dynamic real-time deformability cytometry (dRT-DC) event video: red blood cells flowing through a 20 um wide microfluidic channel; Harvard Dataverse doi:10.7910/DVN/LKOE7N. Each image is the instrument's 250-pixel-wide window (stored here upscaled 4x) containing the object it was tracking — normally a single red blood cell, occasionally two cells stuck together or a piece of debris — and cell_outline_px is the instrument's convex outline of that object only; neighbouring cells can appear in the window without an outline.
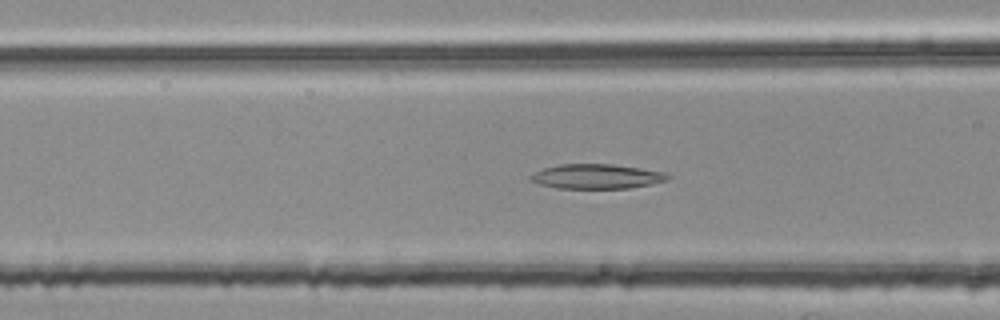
{"species": "common noctule bat (a hibernating species)", "species_latin": "Nyctalus noctula", "temperature_condition": "room temperature", "stored_images_in_passage": 53, "camera_frame_rate_fps": 3000, "um_per_image_px": 0.085, "animal": {"sex": "female", "body_mass_g": 25.1}, "frame": {"image": 1, "passage_image": 21, "time_ms": 6.667, "image_size_px": [1000, 320], "cell_outline_px": [[672, 176], [664, 180], [648, 184], [628, 188], [556, 188], [540, 184], [528, 180], [528, 176], [544, 168], [560, 164], [612, 164], [640, 168], [664, 172]], "centroid_in_image_um": [50.66, 14.99], "position_along_channel_um": 115.9, "area_um2": 19.48}}
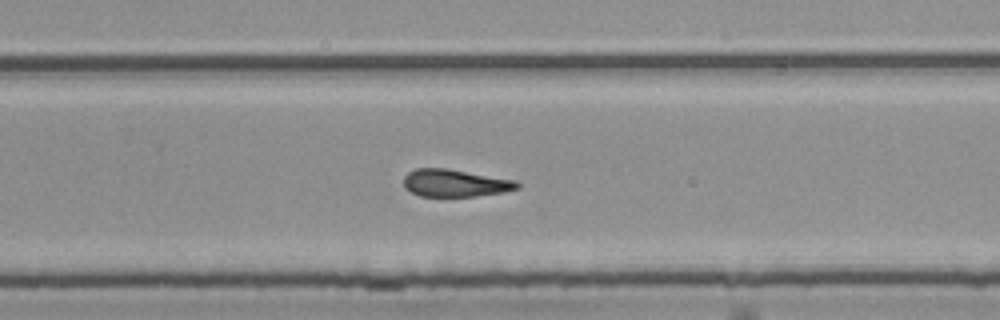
{"frame": {"image": 2, "passage_image": 35, "time_ms": 11.333, "image_size_px": [1000, 320], "cell_outline_px": [[520, 188], [504, 192], [476, 196], [420, 196], [404, 188], [404, 176], [408, 172], [416, 168], [448, 168], [516, 180], [520, 184]], "centroid_in_image_um": [38.7, 15.55], "position_along_channel_um": 291.1, "area_um2": 18.26}}
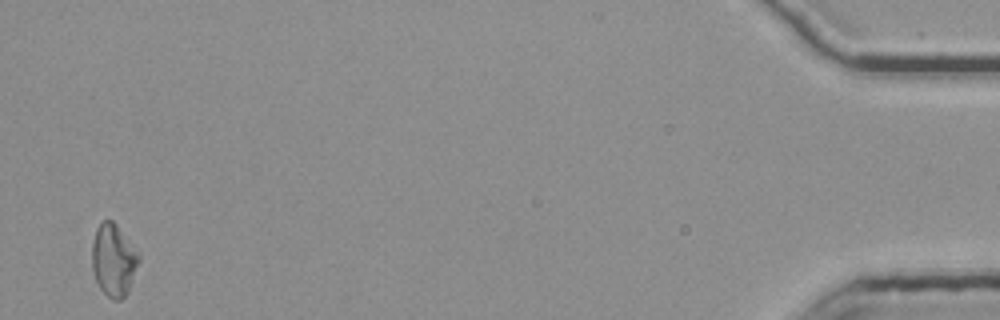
{"frame": {"image": 3, "passage_image": 53, "time_ms": 17.333, "image_size_px": [1000, 320], "cell_outline_px": [[140, 260], [128, 292], [120, 300], [112, 300], [100, 288], [96, 280], [92, 268], [92, 244], [96, 228], [100, 220], [112, 220], [116, 224], [140, 256]], "centroid_in_image_um": [9.64, 22.1], "position_along_channel_um": 425.6, "area_um2": 19.59}, "authors_computed_cell_mechanics": {"area_um2": 19.5364, "velocity_mm_per_s": 3.7662, "shape_relaxation_time_tau1_ms": null, "shape_relaxation_time_tau2_ms": 6.3567, "deformation_change_tau1": null, "deformation_change_tau2": 0.172}}